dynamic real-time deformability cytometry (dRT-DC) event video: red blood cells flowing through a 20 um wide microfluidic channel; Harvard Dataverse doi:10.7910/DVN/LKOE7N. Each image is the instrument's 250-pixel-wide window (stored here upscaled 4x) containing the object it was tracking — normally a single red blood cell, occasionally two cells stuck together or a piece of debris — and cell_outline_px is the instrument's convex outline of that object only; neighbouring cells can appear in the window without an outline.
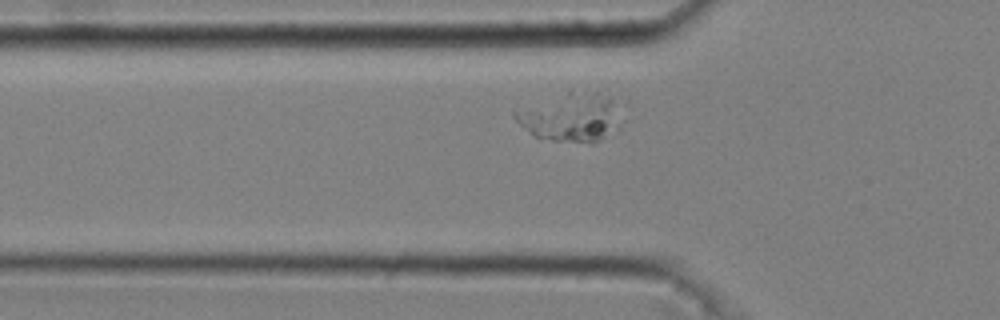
{"species": "common noctule bat (a hibernating species)", "species_latin": "Nyctalus noctula", "temperature_condition": "cold", "stored_images_in_passage": 33, "camera_frame_rate_fps": 3000, "um_per_image_px": 0.085, "animal": {"sex": "male", "body_mass_g": 20.4}, "frame": {"image": 1, "passage_image": 6, "time_ms": 1.667, "image_size_px": [1000, 320], "cell_outline_px": [[620, 128], [616, 132], [592, 144], [540, 140], [520, 124], [512, 116], [512, 112], [568, 88], [596, 92], [612, 100]], "centroid_in_image_um": [48.47, 9.97], "position_along_channel_um": 77.3, "area_um2": 30.69}}
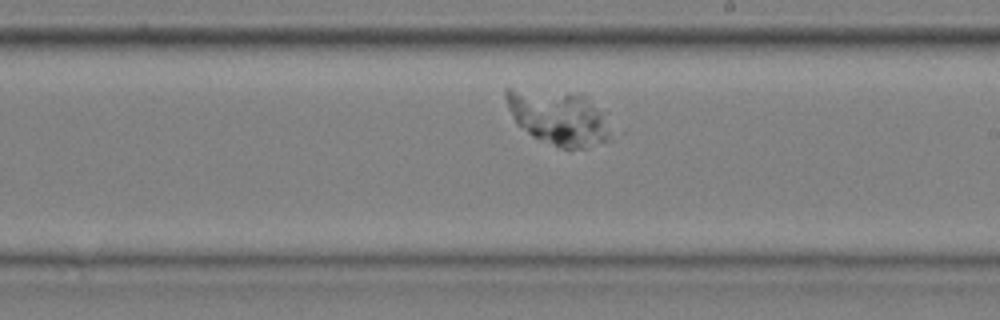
{"frame": {"image": 2, "passage_image": 20, "time_ms": 6.333, "image_size_px": [1000, 320], "cell_outline_px": [[616, 136], [612, 140], [588, 148], [560, 148], [532, 136], [516, 124], [508, 108], [504, 96], [504, 92], [508, 88], [512, 88], [580, 92], [600, 112]], "centroid_in_image_um": [47.48, 9.99], "position_along_channel_um": 241.5, "area_um2": 33.87}}
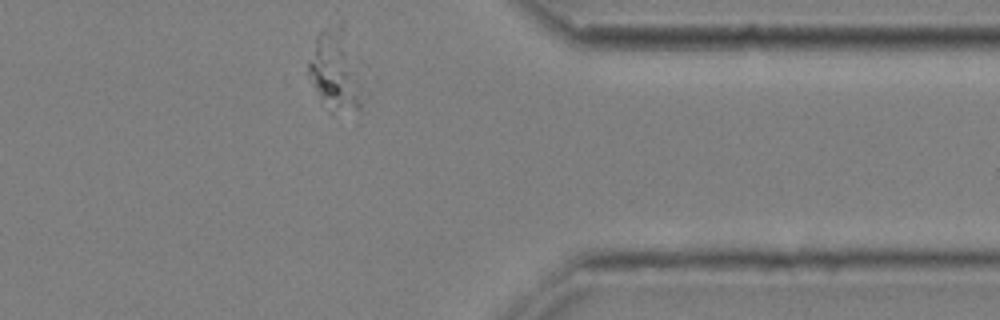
{"frame": {"image": 3, "passage_image": 33, "time_ms": 10.667, "image_size_px": [1000, 320], "cell_outline_px": [[368, 84], [360, 112], [332, 112], [320, 100], [308, 72], [308, 60], [316, 36], [320, 28], [340, 20], [344, 24]], "centroid_in_image_um": [28.64, 5.96], "position_along_channel_um": 382.8, "area_um2": 27.8}}